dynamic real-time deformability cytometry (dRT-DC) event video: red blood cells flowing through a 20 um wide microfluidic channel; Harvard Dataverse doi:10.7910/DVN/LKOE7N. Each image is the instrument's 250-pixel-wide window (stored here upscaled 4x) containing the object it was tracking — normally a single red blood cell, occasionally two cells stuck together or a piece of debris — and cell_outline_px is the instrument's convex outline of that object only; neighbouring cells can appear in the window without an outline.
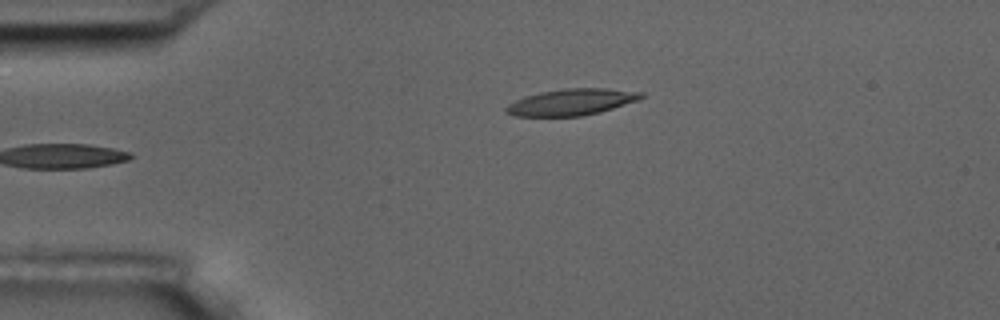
{"species": "common noctule bat (a hibernating species)", "species_latin": "Nyctalus noctula", "temperature_condition": "room temperature", "stored_images_in_passage": 4, "camera_frame_rate_fps": 3000, "um_per_image_px": 0.085, "animal": {"sex": "male", "body_mass_g": 17.5, "forearm_length_mm": 52.3}, "frame": {"image": 1, "passage_image": 4, "time_ms": 4.333, "image_size_px": [1000, 320], "cell_outline_px": [[644, 96], [640, 100], [600, 112], [580, 116], [512, 116], [504, 112], [504, 108], [508, 104], [524, 96], [540, 92], [564, 88], [604, 88], [644, 92]], "centroid_in_image_um": [48.57, 8.67], "position_along_channel_um": 36.4, "area_um2": 20.98}}